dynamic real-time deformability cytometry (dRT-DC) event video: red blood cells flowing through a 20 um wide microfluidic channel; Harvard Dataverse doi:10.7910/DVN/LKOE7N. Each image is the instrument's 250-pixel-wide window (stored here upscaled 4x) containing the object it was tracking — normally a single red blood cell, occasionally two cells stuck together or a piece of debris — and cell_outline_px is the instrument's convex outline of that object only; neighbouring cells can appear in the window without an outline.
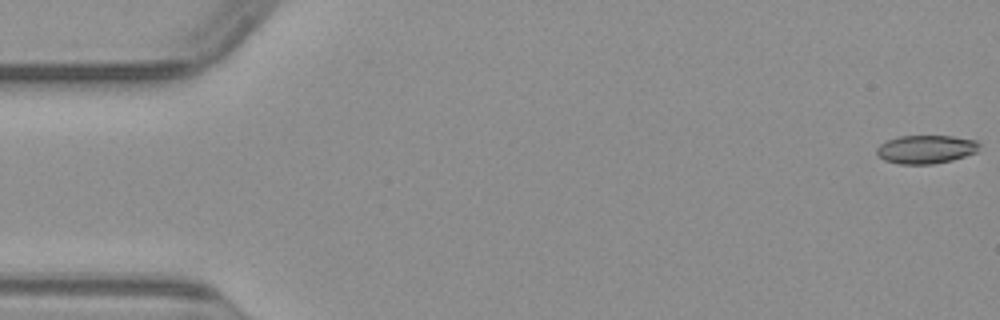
{"species": "common noctule bat (a hibernating species)", "species_latin": "Nyctalus noctula", "temperature_condition": "warm", "stored_images_in_passage": 51, "camera_frame_rate_fps": 3000, "um_per_image_px": 0.085, "animal": {"sex": "male", "body_mass_g": 23.1, "forearm_length_mm": 52.7}, "frame": {"image": 1, "passage_image": 1, "time_ms": 0.0, "image_size_px": [1000, 320], "cell_outline_px": [[980, 144], [976, 152], [952, 160], [932, 164], [900, 164], [884, 160], [876, 152], [876, 148], [880, 144], [888, 140], [900, 136], [952, 136], [976, 140]], "centroid_in_image_um": [78.7, 12.69], "position_along_channel_um": 6.3, "area_um2": 16.88}}
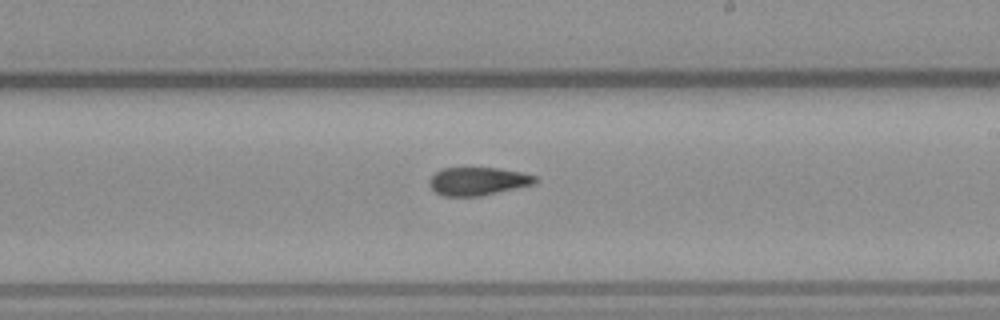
{"frame": {"image": 2, "passage_image": 29, "time_ms": 9.333, "image_size_px": [1000, 320], "cell_outline_px": [[540, 180], [536, 184], [480, 196], [444, 196], [436, 192], [428, 184], [428, 180], [440, 168], [496, 168], [520, 172], [536, 176]], "centroid_in_image_um": [40.64, 15.41], "position_along_channel_um": 248.4, "area_um2": 17.4}}
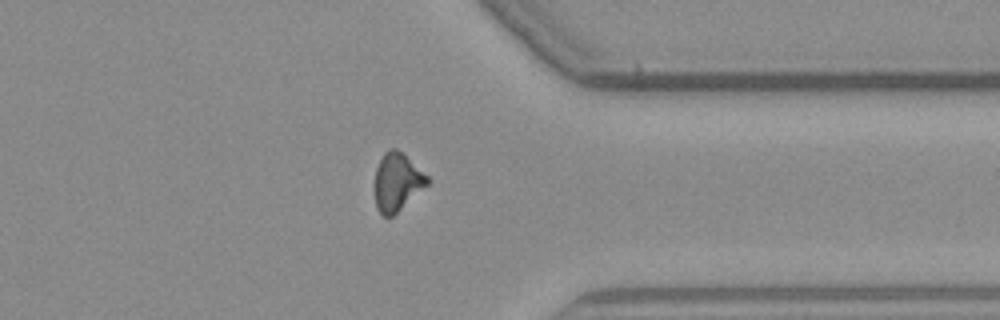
{"frame": {"image": 3, "passage_image": 39, "time_ms": 12.667, "image_size_px": [1000, 320], "cell_outline_px": [[432, 180], [428, 184], [392, 216], [384, 216], [376, 208], [376, 168], [384, 152], [388, 148], [396, 148], [428, 176]], "centroid_in_image_um": [33.76, 15.45], "position_along_channel_um": 377.6, "area_um2": 17.28}}